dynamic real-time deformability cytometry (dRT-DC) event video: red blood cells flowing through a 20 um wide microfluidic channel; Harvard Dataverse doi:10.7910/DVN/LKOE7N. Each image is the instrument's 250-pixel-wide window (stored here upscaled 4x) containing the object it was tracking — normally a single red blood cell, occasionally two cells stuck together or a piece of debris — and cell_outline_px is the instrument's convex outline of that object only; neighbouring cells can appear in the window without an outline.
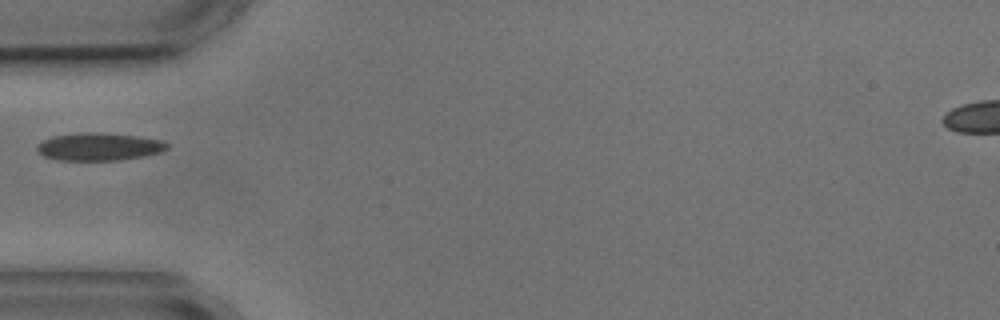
{"species": "common noctule bat (a hibernating species)", "species_latin": "Nyctalus noctula", "temperature_condition": "cold", "stored_images_in_passage": 2, "camera_frame_rate_fps": 3000, "um_per_image_px": 0.085, "animal": {"sex": "male", "body_mass_g": 17.9, "forearm_length_mm": 54.2}, "frame": {"image": 1, "passage_image": 1, "time_ms": 0.0, "image_size_px": [1000, 320], "cell_outline_px": [[168, 148], [160, 152], [144, 156], [120, 160], [56, 160], [44, 156], [36, 152], [36, 144], [52, 136], [88, 132], [100, 132], [140, 136], [164, 140], [168, 144]], "centroid_in_image_um": [8.42, 12.46], "position_along_channel_um": 76.6, "area_um2": 21.21}}